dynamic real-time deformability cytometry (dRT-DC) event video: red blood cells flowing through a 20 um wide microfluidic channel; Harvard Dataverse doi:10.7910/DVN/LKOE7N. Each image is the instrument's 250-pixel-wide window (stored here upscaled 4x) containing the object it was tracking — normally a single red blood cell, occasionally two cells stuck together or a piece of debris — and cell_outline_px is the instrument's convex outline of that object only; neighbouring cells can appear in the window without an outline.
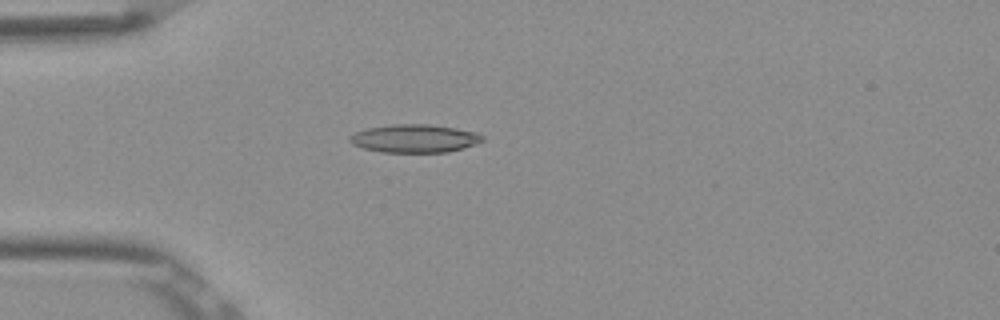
{"species": "Egyptian fruit bat (a non-hibernating species)", "species_latin": "Rousettus aegyptiacus", "temperature_condition": "room temperature", "stored_images_in_passage": 53, "camera_frame_rate_fps": 3000, "um_per_image_px": 0.085, "frame": {"image": 1, "passage_image": 15, "time_ms": 4.667, "image_size_px": [1000, 320], "cell_outline_px": [[484, 140], [476, 144], [464, 148], [448, 152], [380, 152], [364, 148], [352, 144], [348, 140], [348, 136], [356, 132], [368, 128], [392, 124], [428, 124], [456, 128], [476, 132], [484, 136]], "centroid_in_image_um": [35.25, 11.77], "position_along_channel_um": 49.8, "area_um2": 21.85}}
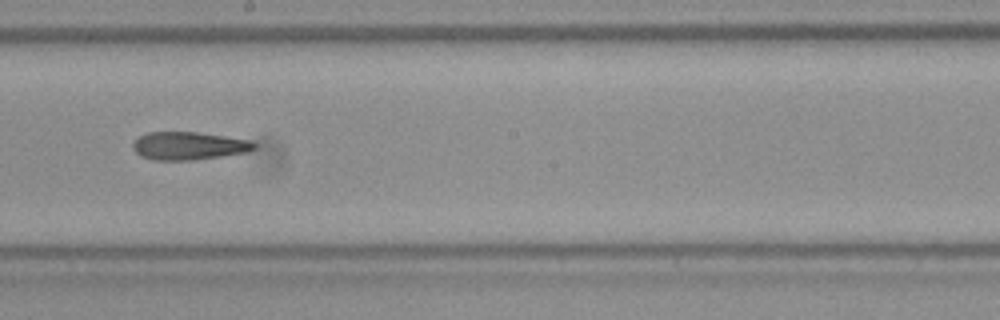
{"frame": {"image": 2, "passage_image": 30, "time_ms": 9.667, "image_size_px": [1000, 320], "cell_outline_px": [[256, 148], [244, 152], [220, 156], [192, 160], [152, 160], [140, 156], [132, 148], [132, 144], [140, 136], [148, 132], [196, 132], [252, 140], [256, 144]], "centroid_in_image_um": [16.02, 12.39], "position_along_channel_um": 232.2, "area_um2": 19.65}}
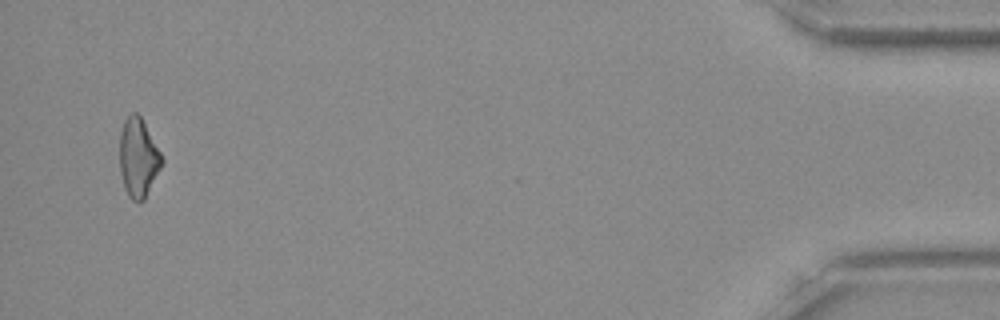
{"frame": {"image": 3, "passage_image": 51, "time_ms": 16.667, "image_size_px": [1000, 320], "cell_outline_px": [[164, 160], [144, 200], [132, 200], [128, 196], [124, 188], [120, 172], [120, 132], [124, 120], [132, 112], [136, 112], [140, 116], [160, 152]], "centroid_in_image_um": [11.73, 13.4], "position_along_channel_um": 423.5, "area_um2": 19.07}, "authors_computed_cell_mechanics": {"area_um2": 20.0566, "velocity_mm_per_s": 3.8999, "shape_relaxation_time_tau1_ms": null, "shape_relaxation_time_tau2_ms": 6.2952, "deformation_change_tau1": null, "deformation_change_tau2": 0.2015}}